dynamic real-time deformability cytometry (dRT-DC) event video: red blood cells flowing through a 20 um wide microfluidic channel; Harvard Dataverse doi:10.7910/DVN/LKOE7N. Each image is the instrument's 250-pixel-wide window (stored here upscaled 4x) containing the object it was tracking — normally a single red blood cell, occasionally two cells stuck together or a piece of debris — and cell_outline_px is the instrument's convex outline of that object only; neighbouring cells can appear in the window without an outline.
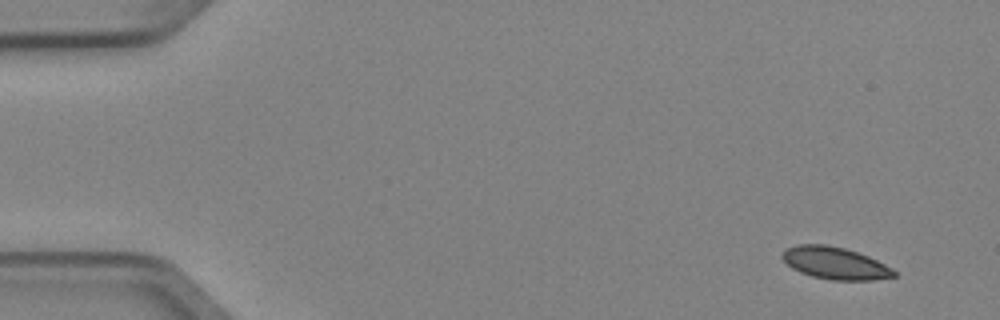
{"species": "Egyptian fruit bat (a non-hibernating species)", "species_latin": "Rousettus aegyptiacus", "temperature_condition": "cold", "stored_images_in_passage": 6, "segment_of_instrument_passage": [2, 2], "camera_frame_rate_fps": 3000, "um_per_image_px": 0.085, "animal": {"sex": "female"}, "frame": {"image": 1, "passage_image": 6, "time_ms": 1.667, "image_size_px": [1000, 320], "cell_outline_px": [[896, 276], [872, 280], [832, 280], [812, 276], [800, 272], [792, 268], [780, 256], [788, 248], [800, 244], [824, 244], [844, 248], [868, 256], [892, 268], [896, 272]], "centroid_in_image_um": [70.98, 22.37], "position_along_channel_um": 14.0, "area_um2": 20.69}}